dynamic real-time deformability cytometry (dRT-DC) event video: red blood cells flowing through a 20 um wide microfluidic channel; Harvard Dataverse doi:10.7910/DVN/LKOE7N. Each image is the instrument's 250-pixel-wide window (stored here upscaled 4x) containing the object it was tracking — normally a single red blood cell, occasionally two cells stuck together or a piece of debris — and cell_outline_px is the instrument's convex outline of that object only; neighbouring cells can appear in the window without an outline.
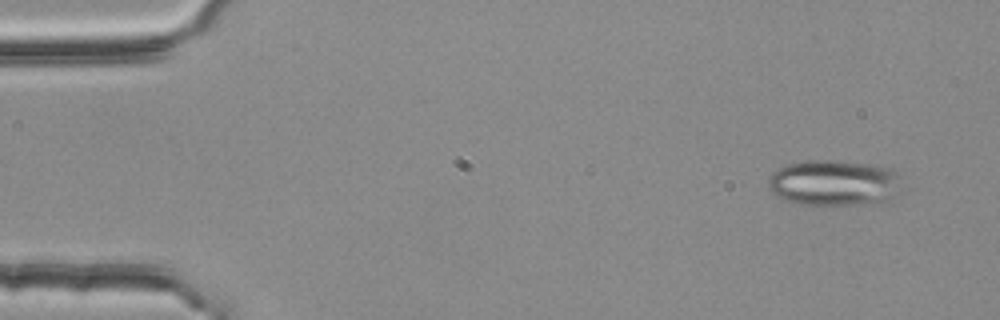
{"species": "common noctule bat (a hibernating species)", "species_latin": "Nyctalus noctula", "temperature_condition": "room temperature", "stored_images_in_passage": 55, "camera_frame_rate_fps": 3000, "um_per_image_px": 0.085, "animal": {"sex": "female", "body_mass_g": 25.1}, "frame": {"image": 1, "passage_image": 4, "time_ms": 1.0, "image_size_px": [1000, 320], "cell_outline_px": [[900, 192], [892, 200], [852, 204], [796, 204], [784, 200], [776, 196], [768, 188], [768, 176], [772, 172], [788, 164], [812, 160], [828, 160], [864, 164], [892, 168], [900, 172]], "centroid_in_image_um": [70.9, 15.55], "position_along_channel_um": 14.1, "area_um2": 35.72}}
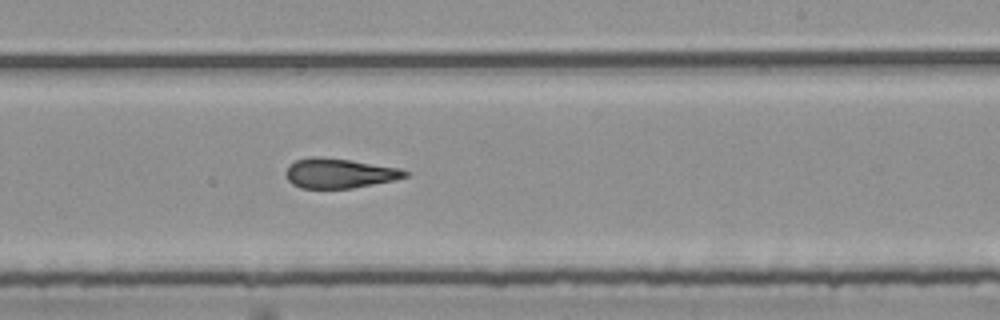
{"frame": {"image": 2, "passage_image": 33, "time_ms": 10.667, "image_size_px": [1000, 320], "cell_outline_px": [[408, 176], [392, 180], [352, 188], [300, 188], [292, 184], [284, 176], [284, 172], [288, 164], [296, 160], [308, 156], [320, 156], [348, 160], [400, 168], [408, 172]], "centroid_in_image_um": [28.75, 14.72], "position_along_channel_um": 260.3, "area_um2": 20.69}}
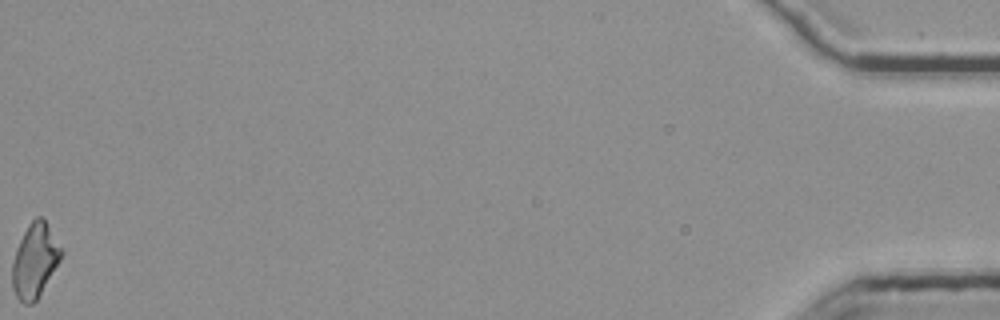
{"frame": {"image": 3, "passage_image": 55, "time_ms": 18.0, "image_size_px": [1000, 320], "cell_outline_px": [[64, 252], [60, 260], [36, 300], [32, 304], [24, 304], [16, 296], [12, 288], [12, 264], [16, 248], [28, 224], [36, 216], [40, 216], [44, 220]], "centroid_in_image_um": [2.94, 22.16], "position_along_channel_um": 432.3, "area_um2": 20.81}, "authors_computed_cell_mechanics": {"area_um2": 21.4438, "velocity_mm_per_s": 3.76, "shape_relaxation_time_tau1_ms": null, "shape_relaxation_time_tau2_ms": 2.7534, "deformation_change_tau1": null, "deformation_change_tau2": 0.1316}}